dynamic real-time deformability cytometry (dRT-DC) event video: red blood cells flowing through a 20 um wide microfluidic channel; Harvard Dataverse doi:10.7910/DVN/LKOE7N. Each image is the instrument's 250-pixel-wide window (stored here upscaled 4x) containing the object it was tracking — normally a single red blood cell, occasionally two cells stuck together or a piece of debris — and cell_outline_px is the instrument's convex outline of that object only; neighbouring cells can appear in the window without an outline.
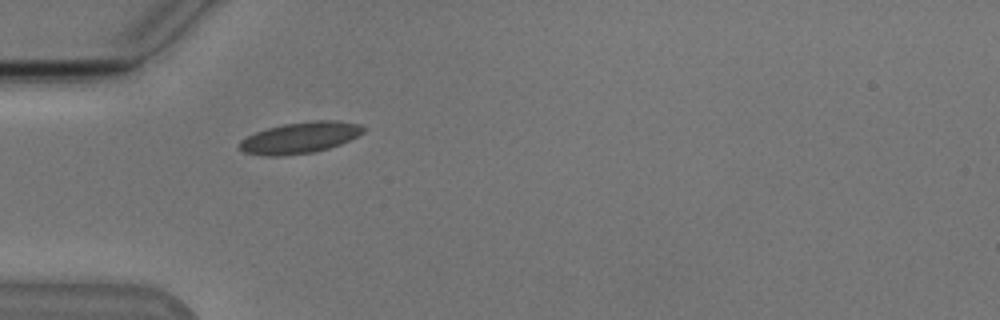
{"species": "Egyptian fruit bat (a non-hibernating species)", "species_latin": "Rousettus aegyptiacus", "temperature_condition": "cold", "stored_images_in_passage": 38, "camera_frame_rate_fps": 3000, "um_per_image_px": 0.085, "animal": {"sex": "male"}, "frame": {"image": 1, "passage_image": 1, "time_ms": 0.0, "image_size_px": [1000, 320], "cell_outline_px": [[364, 132], [340, 144], [316, 152], [280, 156], [268, 156], [244, 152], [240, 148], [240, 140], [256, 132], [268, 128], [284, 124], [312, 120], [336, 120], [360, 124], [364, 128]], "centroid_in_image_um": [25.51, 11.7], "position_along_channel_um": 59.5, "area_um2": 22.37}}
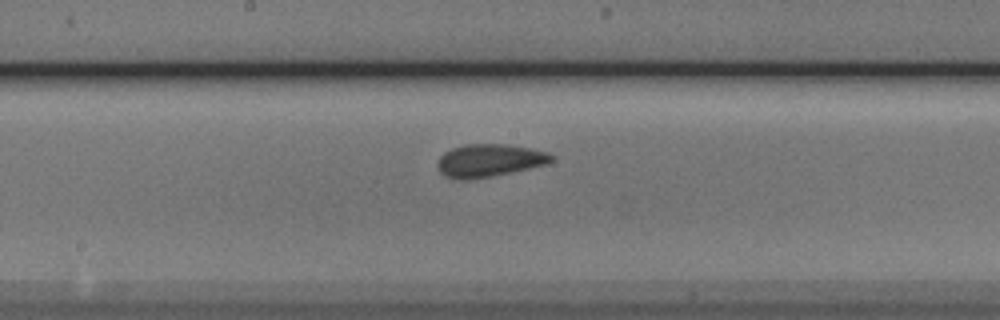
{"frame": {"image": 2, "passage_image": 13, "time_ms": 4.0, "image_size_px": [1000, 320], "cell_outline_px": [[552, 160], [544, 164], [528, 168], [492, 176], [468, 180], [456, 180], [444, 176], [440, 172], [436, 164], [440, 156], [444, 152], [452, 148], [464, 144], [508, 144], [532, 148], [548, 152], [552, 156]], "centroid_in_image_um": [41.52, 13.63], "position_along_channel_um": 206.7, "area_um2": 21.79}}
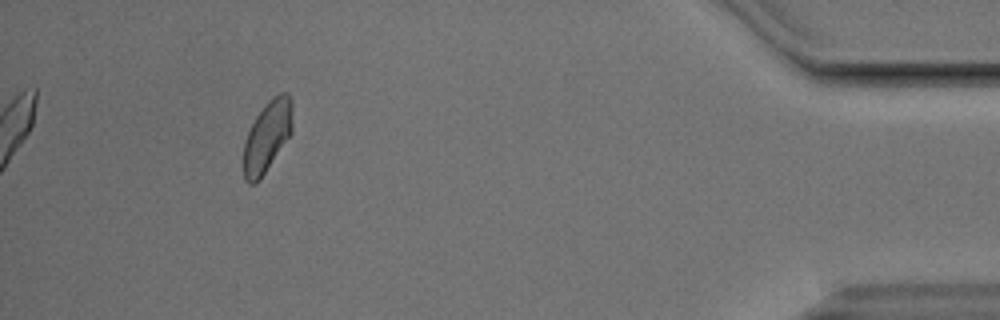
{"frame": {"image": 3, "passage_image": 34, "time_ms": 11.0, "image_size_px": [1000, 320], "cell_outline_px": [[292, 132], [256, 184], [248, 184], [244, 180], [244, 144], [248, 132], [256, 116], [268, 100], [280, 92], [288, 92], [292, 100]], "centroid_in_image_um": [22.72, 11.56], "position_along_channel_um": 412.5, "area_um2": 20.06}, "authors_computed_cell_mechanics": {"area_um2": 20.9814, "velocity_mm_per_s": 3.8019, "shape_relaxation_time_tau1_ms": 4.606, "shape_relaxation_time_tau2_ms": 1.6251, "deformation_change_tau1": 0.0885, "deformation_change_tau2": 0.0693}}